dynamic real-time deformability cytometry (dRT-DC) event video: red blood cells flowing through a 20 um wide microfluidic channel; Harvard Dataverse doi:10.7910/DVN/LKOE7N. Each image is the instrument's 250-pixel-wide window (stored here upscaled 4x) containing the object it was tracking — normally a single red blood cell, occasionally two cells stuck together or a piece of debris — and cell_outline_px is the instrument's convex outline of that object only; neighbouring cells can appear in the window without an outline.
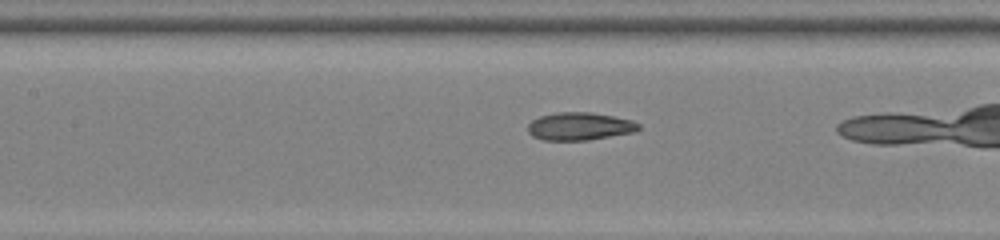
{"species": "common noctule bat (a hibernating species)", "species_latin": "Nyctalus noctula", "temperature_condition": "room temperature", "stored_images_in_passage": 38, "camera_frame_rate_fps": 3000, "um_per_image_px": 0.085, "animal": {"sex": "female", "body_mass_g": 22.0, "forearm_length_mm": 56.7}, "frame": {"image": 1, "passage_image": 21, "time_ms": 6.667, "image_size_px": [1000, 240], "cell_outline_px": [[640, 128], [636, 132], [588, 140], [544, 140], [532, 136], [528, 132], [528, 124], [532, 120], [540, 116], [556, 112], [592, 112], [632, 120], [640, 124]], "centroid_in_image_um": [49.28, 10.73], "position_along_channel_um": 158.1, "area_um2": 18.03}}
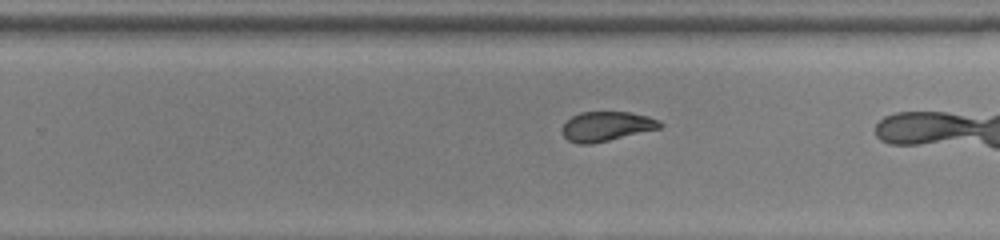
{"frame": {"image": 2, "passage_image": 30, "time_ms": 9.667, "image_size_px": [1000, 240], "cell_outline_px": [[664, 124], [660, 128], [592, 144], [576, 144], [568, 140], [564, 136], [560, 128], [572, 116], [580, 112], [632, 112], [648, 116], [660, 120]], "centroid_in_image_um": [51.55, 10.73], "position_along_channel_um": 278.3, "area_um2": 16.94}}
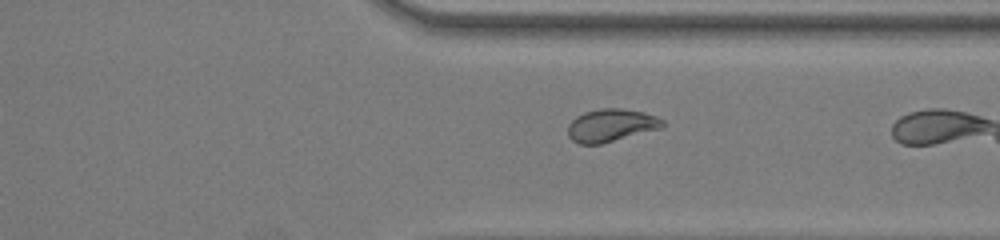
{"frame": {"image": 3, "passage_image": 36, "time_ms": 11.667, "image_size_px": [1000, 240], "cell_outline_px": [[664, 128], [600, 144], [580, 144], [572, 140], [568, 136], [568, 124], [576, 116], [584, 112], [600, 108], [624, 108], [644, 112], [656, 116], [664, 120]], "centroid_in_image_um": [51.96, 10.64], "position_along_channel_um": 359.4, "area_um2": 18.32}}